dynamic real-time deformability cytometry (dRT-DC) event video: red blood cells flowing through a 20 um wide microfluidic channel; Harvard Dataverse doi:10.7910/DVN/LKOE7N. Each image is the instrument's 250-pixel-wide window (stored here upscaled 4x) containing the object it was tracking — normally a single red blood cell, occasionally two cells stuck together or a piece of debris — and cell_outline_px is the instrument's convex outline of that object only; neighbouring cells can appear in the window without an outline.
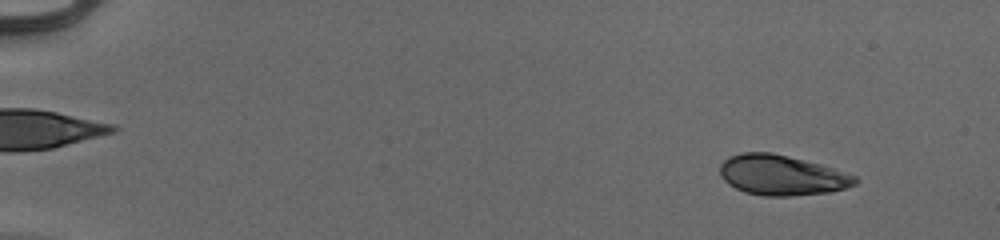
{"species": "human", "species_latin": "Homo sapiens", "temperature_condition": "cold", "stored_images_in_passage": 53, "camera_frame_rate_fps": 3000, "um_per_image_px": 0.085, "donor": {"sex": "male"}, "frame": {"image": 1, "passage_image": 5, "time_ms": 1.333, "image_size_px": [1000, 240], "cell_outline_px": [[860, 180], [856, 184], [844, 188], [828, 192], [792, 196], [764, 196], [744, 192], [728, 184], [720, 176], [720, 164], [728, 156], [740, 152], [772, 152], [820, 164], [856, 176]], "centroid_in_image_um": [66.41, 14.89], "position_along_channel_um": 18.6, "area_um2": 31.73}}
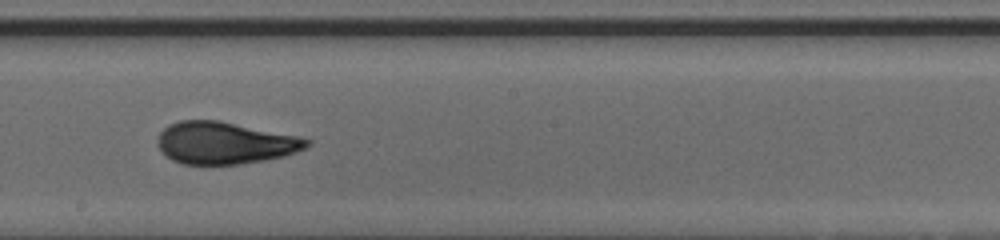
{"frame": {"image": 2, "passage_image": 32, "time_ms": 10.333, "image_size_px": [1000, 240], "cell_outline_px": [[312, 144], [296, 152], [284, 156], [264, 160], [240, 164], [184, 164], [172, 160], [156, 144], [156, 140], [160, 132], [168, 124], [180, 120], [220, 120], [300, 136], [312, 140]], "centroid_in_image_um": [19.13, 12.13], "position_along_channel_um": 229.1, "area_um2": 36.82}}
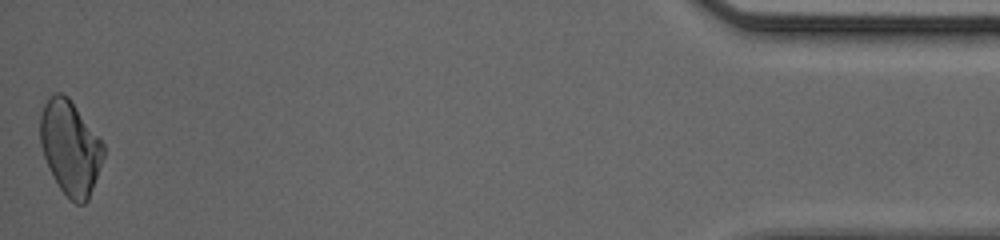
{"frame": {"image": 3, "passage_image": 53, "time_ms": 17.333, "image_size_px": [1000, 240], "cell_outline_px": [[104, 156], [88, 200], [84, 204], [76, 204], [60, 188], [44, 156], [40, 144], [40, 116], [44, 104], [56, 92], [60, 92], [68, 96], [104, 144]], "centroid_in_image_um": [5.97, 12.53], "position_along_channel_um": 429.2, "area_um2": 34.1}, "authors_computed_cell_mechanics": {"area_um2": 35.2002, "velocity_mm_per_s": 3.9826, "shape_relaxation_time_tau1_ms": 5.7863, "shape_relaxation_time_tau2_ms": 0.7544, "deformation_change_tau1": 0.1658, "deformation_change_tau2": 0.0423}}